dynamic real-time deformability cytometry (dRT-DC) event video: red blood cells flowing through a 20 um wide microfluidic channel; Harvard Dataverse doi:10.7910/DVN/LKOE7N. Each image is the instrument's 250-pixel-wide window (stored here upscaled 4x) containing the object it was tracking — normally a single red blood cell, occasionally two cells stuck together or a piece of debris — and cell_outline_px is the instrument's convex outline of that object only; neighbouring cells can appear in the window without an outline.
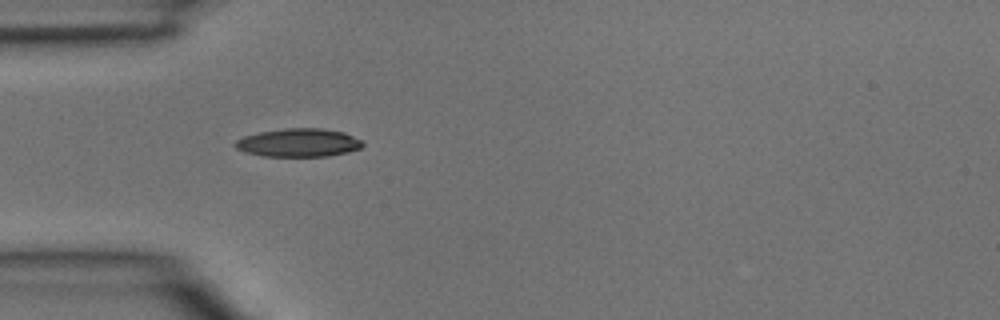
{"species": "common noctule bat (a hibernating species)", "species_latin": "Nyctalus noctula", "temperature_condition": "room temperature", "stored_images_in_passage": 4, "camera_frame_rate_fps": 3000, "um_per_image_px": 0.085, "animal": {"sex": "male", "body_mass_g": 15.6}, "frame": {"image": 1, "passage_image": 3, "time_ms": 0.667, "image_size_px": [1000, 320], "cell_outline_px": [[364, 144], [360, 148], [348, 152], [328, 156], [264, 156], [244, 152], [236, 148], [232, 144], [236, 140], [244, 136], [260, 132], [284, 128], [320, 128], [344, 132], [364, 140]], "centroid_in_image_um": [25.39, 12.12], "position_along_channel_um": 59.6, "area_um2": 21.15}}
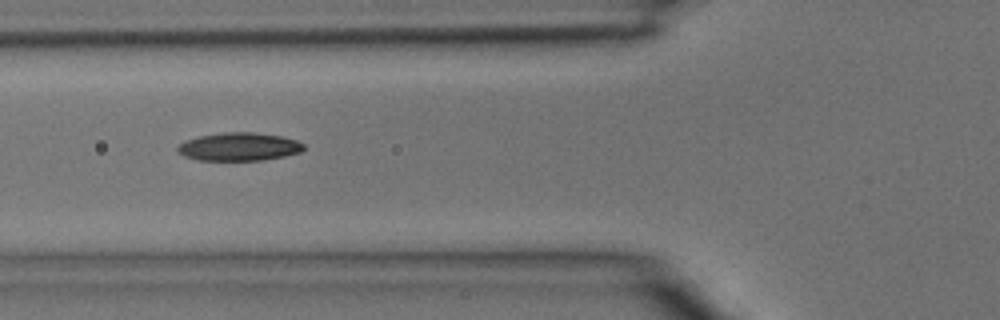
{"frame": {"image": 2, "passage_image": 4, "time_ms": 1.0, "image_size_px": [1000, 320], "cell_outline_px": [[304, 148], [300, 152], [284, 156], [264, 160], [196, 160], [184, 156], [176, 152], [176, 148], [180, 144], [188, 140], [200, 136], [224, 132], [252, 132], [280, 136], [296, 140], [304, 144]], "centroid_in_image_um": [20.3, 12.48], "position_along_channel_um": 105.5, "area_um2": 20.58}}